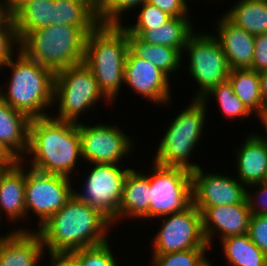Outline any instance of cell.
Returning <instances> with one entry per match:
<instances>
[{"mask_svg":"<svg viewBox=\"0 0 267 266\" xmlns=\"http://www.w3.org/2000/svg\"><path fill=\"white\" fill-rule=\"evenodd\" d=\"M228 79L235 95L257 116L263 107L259 73L249 68L231 69Z\"/></svg>","mask_w":267,"mask_h":266,"instance_id":"cell-28","label":"cell"},{"mask_svg":"<svg viewBox=\"0 0 267 266\" xmlns=\"http://www.w3.org/2000/svg\"><path fill=\"white\" fill-rule=\"evenodd\" d=\"M13 162L9 156H0V175L7 169V167Z\"/></svg>","mask_w":267,"mask_h":266,"instance_id":"cell-44","label":"cell"},{"mask_svg":"<svg viewBox=\"0 0 267 266\" xmlns=\"http://www.w3.org/2000/svg\"><path fill=\"white\" fill-rule=\"evenodd\" d=\"M90 165L93 168L84 179L82 193L74 189L73 194L101 213L113 225L123 197L124 180L131 168L123 169L117 164L104 163Z\"/></svg>","mask_w":267,"mask_h":266,"instance_id":"cell-10","label":"cell"},{"mask_svg":"<svg viewBox=\"0 0 267 266\" xmlns=\"http://www.w3.org/2000/svg\"><path fill=\"white\" fill-rule=\"evenodd\" d=\"M14 23L20 40L30 31L54 25L53 0H27L14 11Z\"/></svg>","mask_w":267,"mask_h":266,"instance_id":"cell-24","label":"cell"},{"mask_svg":"<svg viewBox=\"0 0 267 266\" xmlns=\"http://www.w3.org/2000/svg\"><path fill=\"white\" fill-rule=\"evenodd\" d=\"M196 208L202 214L203 233L210 248L215 233L220 240L248 234L251 212L246 199L239 204Z\"/></svg>","mask_w":267,"mask_h":266,"instance_id":"cell-16","label":"cell"},{"mask_svg":"<svg viewBox=\"0 0 267 266\" xmlns=\"http://www.w3.org/2000/svg\"><path fill=\"white\" fill-rule=\"evenodd\" d=\"M258 118H260L259 120H261L260 122L262 123V126L263 128H265L266 130V133H267V105H263L260 113L257 115ZM267 135V134H266ZM258 137H260L261 139L263 140H266L267 141V136H264L262 135H257Z\"/></svg>","mask_w":267,"mask_h":266,"instance_id":"cell-43","label":"cell"},{"mask_svg":"<svg viewBox=\"0 0 267 266\" xmlns=\"http://www.w3.org/2000/svg\"><path fill=\"white\" fill-rule=\"evenodd\" d=\"M217 35L230 69H252L255 36L236 26L225 15L217 21Z\"/></svg>","mask_w":267,"mask_h":266,"instance_id":"cell-19","label":"cell"},{"mask_svg":"<svg viewBox=\"0 0 267 266\" xmlns=\"http://www.w3.org/2000/svg\"><path fill=\"white\" fill-rule=\"evenodd\" d=\"M220 241L223 255L230 266H267V255L248 234L231 236Z\"/></svg>","mask_w":267,"mask_h":266,"instance_id":"cell-27","label":"cell"},{"mask_svg":"<svg viewBox=\"0 0 267 266\" xmlns=\"http://www.w3.org/2000/svg\"><path fill=\"white\" fill-rule=\"evenodd\" d=\"M190 17H172L165 24L152 30H126L150 45L169 46L182 54L188 38L194 33Z\"/></svg>","mask_w":267,"mask_h":266,"instance_id":"cell-23","label":"cell"},{"mask_svg":"<svg viewBox=\"0 0 267 266\" xmlns=\"http://www.w3.org/2000/svg\"><path fill=\"white\" fill-rule=\"evenodd\" d=\"M5 27H15L14 11L7 0H0V28Z\"/></svg>","mask_w":267,"mask_h":266,"instance_id":"cell-40","label":"cell"},{"mask_svg":"<svg viewBox=\"0 0 267 266\" xmlns=\"http://www.w3.org/2000/svg\"><path fill=\"white\" fill-rule=\"evenodd\" d=\"M129 50L137 57L148 60L168 77L182 65V53L169 46L150 45L127 32ZM171 73V74H170ZM170 75V76H169Z\"/></svg>","mask_w":267,"mask_h":266,"instance_id":"cell-25","label":"cell"},{"mask_svg":"<svg viewBox=\"0 0 267 266\" xmlns=\"http://www.w3.org/2000/svg\"><path fill=\"white\" fill-rule=\"evenodd\" d=\"M194 32L187 40L183 53H188V71L197 82L198 90L192 99L201 100L207 92L228 79L230 67L217 38L212 33Z\"/></svg>","mask_w":267,"mask_h":266,"instance_id":"cell-9","label":"cell"},{"mask_svg":"<svg viewBox=\"0 0 267 266\" xmlns=\"http://www.w3.org/2000/svg\"><path fill=\"white\" fill-rule=\"evenodd\" d=\"M201 266H213L212 262L210 263L209 259H207Z\"/></svg>","mask_w":267,"mask_h":266,"instance_id":"cell-47","label":"cell"},{"mask_svg":"<svg viewBox=\"0 0 267 266\" xmlns=\"http://www.w3.org/2000/svg\"><path fill=\"white\" fill-rule=\"evenodd\" d=\"M110 243L82 248L73 251L67 256L74 266H118L117 258L114 257Z\"/></svg>","mask_w":267,"mask_h":266,"instance_id":"cell-31","label":"cell"},{"mask_svg":"<svg viewBox=\"0 0 267 266\" xmlns=\"http://www.w3.org/2000/svg\"><path fill=\"white\" fill-rule=\"evenodd\" d=\"M255 187V193H249L248 189ZM260 189H259V188ZM246 200L251 215H267V182L246 186ZM257 188V189H256ZM253 195V196H252Z\"/></svg>","mask_w":267,"mask_h":266,"instance_id":"cell-36","label":"cell"},{"mask_svg":"<svg viewBox=\"0 0 267 266\" xmlns=\"http://www.w3.org/2000/svg\"><path fill=\"white\" fill-rule=\"evenodd\" d=\"M260 77V92L263 100V105H267V70L259 73Z\"/></svg>","mask_w":267,"mask_h":266,"instance_id":"cell-42","label":"cell"},{"mask_svg":"<svg viewBox=\"0 0 267 266\" xmlns=\"http://www.w3.org/2000/svg\"><path fill=\"white\" fill-rule=\"evenodd\" d=\"M147 0H105L97 9L100 24L121 25V16L132 8L139 7Z\"/></svg>","mask_w":267,"mask_h":266,"instance_id":"cell-33","label":"cell"},{"mask_svg":"<svg viewBox=\"0 0 267 266\" xmlns=\"http://www.w3.org/2000/svg\"><path fill=\"white\" fill-rule=\"evenodd\" d=\"M193 204L196 207L226 206L246 199V186L235 177L204 173L202 168L191 171Z\"/></svg>","mask_w":267,"mask_h":266,"instance_id":"cell-14","label":"cell"},{"mask_svg":"<svg viewBox=\"0 0 267 266\" xmlns=\"http://www.w3.org/2000/svg\"><path fill=\"white\" fill-rule=\"evenodd\" d=\"M140 7L141 10L137 13L138 20L136 24L122 25L125 30H152V27H159L172 18V16L147 1Z\"/></svg>","mask_w":267,"mask_h":266,"instance_id":"cell-34","label":"cell"},{"mask_svg":"<svg viewBox=\"0 0 267 266\" xmlns=\"http://www.w3.org/2000/svg\"><path fill=\"white\" fill-rule=\"evenodd\" d=\"M49 266H74L67 255H49Z\"/></svg>","mask_w":267,"mask_h":266,"instance_id":"cell-41","label":"cell"},{"mask_svg":"<svg viewBox=\"0 0 267 266\" xmlns=\"http://www.w3.org/2000/svg\"><path fill=\"white\" fill-rule=\"evenodd\" d=\"M149 178V219L182 212L193 204L191 171L152 161Z\"/></svg>","mask_w":267,"mask_h":266,"instance_id":"cell-8","label":"cell"},{"mask_svg":"<svg viewBox=\"0 0 267 266\" xmlns=\"http://www.w3.org/2000/svg\"><path fill=\"white\" fill-rule=\"evenodd\" d=\"M169 80L155 65L128 50L124 66V84L133 89L134 93L155 104L169 105L172 98Z\"/></svg>","mask_w":267,"mask_h":266,"instance_id":"cell-15","label":"cell"},{"mask_svg":"<svg viewBox=\"0 0 267 266\" xmlns=\"http://www.w3.org/2000/svg\"><path fill=\"white\" fill-rule=\"evenodd\" d=\"M162 224L152 241V254L210 248L202 227V214L194 204L182 212L159 217Z\"/></svg>","mask_w":267,"mask_h":266,"instance_id":"cell-12","label":"cell"},{"mask_svg":"<svg viewBox=\"0 0 267 266\" xmlns=\"http://www.w3.org/2000/svg\"><path fill=\"white\" fill-rule=\"evenodd\" d=\"M97 26L54 24L28 32L19 50L54 73L84 62L87 35Z\"/></svg>","mask_w":267,"mask_h":266,"instance_id":"cell-5","label":"cell"},{"mask_svg":"<svg viewBox=\"0 0 267 266\" xmlns=\"http://www.w3.org/2000/svg\"><path fill=\"white\" fill-rule=\"evenodd\" d=\"M248 236L267 255V215H251Z\"/></svg>","mask_w":267,"mask_h":266,"instance_id":"cell-37","label":"cell"},{"mask_svg":"<svg viewBox=\"0 0 267 266\" xmlns=\"http://www.w3.org/2000/svg\"><path fill=\"white\" fill-rule=\"evenodd\" d=\"M224 15L254 36L267 33V1L238 0Z\"/></svg>","mask_w":267,"mask_h":266,"instance_id":"cell-26","label":"cell"},{"mask_svg":"<svg viewBox=\"0 0 267 266\" xmlns=\"http://www.w3.org/2000/svg\"><path fill=\"white\" fill-rule=\"evenodd\" d=\"M88 1L96 10L104 3L105 0H86Z\"/></svg>","mask_w":267,"mask_h":266,"instance_id":"cell-46","label":"cell"},{"mask_svg":"<svg viewBox=\"0 0 267 266\" xmlns=\"http://www.w3.org/2000/svg\"><path fill=\"white\" fill-rule=\"evenodd\" d=\"M112 226L101 213L73 195L36 231L49 255H67L107 242Z\"/></svg>","mask_w":267,"mask_h":266,"instance_id":"cell-1","label":"cell"},{"mask_svg":"<svg viewBox=\"0 0 267 266\" xmlns=\"http://www.w3.org/2000/svg\"><path fill=\"white\" fill-rule=\"evenodd\" d=\"M17 228L0 236V266L40 265L46 252L41 236L35 229Z\"/></svg>","mask_w":267,"mask_h":266,"instance_id":"cell-17","label":"cell"},{"mask_svg":"<svg viewBox=\"0 0 267 266\" xmlns=\"http://www.w3.org/2000/svg\"><path fill=\"white\" fill-rule=\"evenodd\" d=\"M0 156H8L7 154L3 153L1 150H0Z\"/></svg>","mask_w":267,"mask_h":266,"instance_id":"cell-48","label":"cell"},{"mask_svg":"<svg viewBox=\"0 0 267 266\" xmlns=\"http://www.w3.org/2000/svg\"><path fill=\"white\" fill-rule=\"evenodd\" d=\"M24 164L23 161H13L0 175V221L2 213H5L7 222L16 223L26 218Z\"/></svg>","mask_w":267,"mask_h":266,"instance_id":"cell-20","label":"cell"},{"mask_svg":"<svg viewBox=\"0 0 267 266\" xmlns=\"http://www.w3.org/2000/svg\"><path fill=\"white\" fill-rule=\"evenodd\" d=\"M15 48L18 50L15 61L12 57L2 67L11 70V77L10 83L5 85L8 86L6 91L0 87V97L30 119L47 117L49 114L45 111L53 105L55 73Z\"/></svg>","mask_w":267,"mask_h":266,"instance_id":"cell-3","label":"cell"},{"mask_svg":"<svg viewBox=\"0 0 267 266\" xmlns=\"http://www.w3.org/2000/svg\"><path fill=\"white\" fill-rule=\"evenodd\" d=\"M242 146L236 150V177L242 184L249 186L262 183L267 178V141L248 135Z\"/></svg>","mask_w":267,"mask_h":266,"instance_id":"cell-21","label":"cell"},{"mask_svg":"<svg viewBox=\"0 0 267 266\" xmlns=\"http://www.w3.org/2000/svg\"><path fill=\"white\" fill-rule=\"evenodd\" d=\"M30 120L0 97V150L13 161L26 160Z\"/></svg>","mask_w":267,"mask_h":266,"instance_id":"cell-18","label":"cell"},{"mask_svg":"<svg viewBox=\"0 0 267 266\" xmlns=\"http://www.w3.org/2000/svg\"><path fill=\"white\" fill-rule=\"evenodd\" d=\"M207 105L202 100L192 99L191 103L172 119L152 161L162 166L181 167L189 171L200 167L199 164L190 162L189 158L203 134Z\"/></svg>","mask_w":267,"mask_h":266,"instance_id":"cell-6","label":"cell"},{"mask_svg":"<svg viewBox=\"0 0 267 266\" xmlns=\"http://www.w3.org/2000/svg\"><path fill=\"white\" fill-rule=\"evenodd\" d=\"M82 159L89 163L117 164L133 150V140L114 124L90 126L78 122Z\"/></svg>","mask_w":267,"mask_h":266,"instance_id":"cell-13","label":"cell"},{"mask_svg":"<svg viewBox=\"0 0 267 266\" xmlns=\"http://www.w3.org/2000/svg\"><path fill=\"white\" fill-rule=\"evenodd\" d=\"M149 178L147 174L130 169L123 184V197L119 205L116 221L127 216L143 220L149 219Z\"/></svg>","mask_w":267,"mask_h":266,"instance_id":"cell-22","label":"cell"},{"mask_svg":"<svg viewBox=\"0 0 267 266\" xmlns=\"http://www.w3.org/2000/svg\"><path fill=\"white\" fill-rule=\"evenodd\" d=\"M188 0H147L163 12L172 17H190Z\"/></svg>","mask_w":267,"mask_h":266,"instance_id":"cell-38","label":"cell"},{"mask_svg":"<svg viewBox=\"0 0 267 266\" xmlns=\"http://www.w3.org/2000/svg\"><path fill=\"white\" fill-rule=\"evenodd\" d=\"M207 249L210 248H194L167 254H153L150 266H201L207 260L205 254Z\"/></svg>","mask_w":267,"mask_h":266,"instance_id":"cell-32","label":"cell"},{"mask_svg":"<svg viewBox=\"0 0 267 266\" xmlns=\"http://www.w3.org/2000/svg\"><path fill=\"white\" fill-rule=\"evenodd\" d=\"M25 170L26 218L33 212L32 215L40 219L38 229L68 202L74 195V189L68 177L43 173L30 167Z\"/></svg>","mask_w":267,"mask_h":266,"instance_id":"cell-11","label":"cell"},{"mask_svg":"<svg viewBox=\"0 0 267 266\" xmlns=\"http://www.w3.org/2000/svg\"><path fill=\"white\" fill-rule=\"evenodd\" d=\"M19 44L16 27L0 28V70L15 56L14 46H18L19 49Z\"/></svg>","mask_w":267,"mask_h":266,"instance_id":"cell-35","label":"cell"},{"mask_svg":"<svg viewBox=\"0 0 267 266\" xmlns=\"http://www.w3.org/2000/svg\"><path fill=\"white\" fill-rule=\"evenodd\" d=\"M27 0H7L11 9L15 11L21 4H23Z\"/></svg>","mask_w":267,"mask_h":266,"instance_id":"cell-45","label":"cell"},{"mask_svg":"<svg viewBox=\"0 0 267 266\" xmlns=\"http://www.w3.org/2000/svg\"><path fill=\"white\" fill-rule=\"evenodd\" d=\"M252 70L258 73L267 70V33L255 36Z\"/></svg>","mask_w":267,"mask_h":266,"instance_id":"cell-39","label":"cell"},{"mask_svg":"<svg viewBox=\"0 0 267 266\" xmlns=\"http://www.w3.org/2000/svg\"><path fill=\"white\" fill-rule=\"evenodd\" d=\"M128 50L127 31L122 24H99L86 37L84 63L110 104L122 89Z\"/></svg>","mask_w":267,"mask_h":266,"instance_id":"cell-4","label":"cell"},{"mask_svg":"<svg viewBox=\"0 0 267 266\" xmlns=\"http://www.w3.org/2000/svg\"><path fill=\"white\" fill-rule=\"evenodd\" d=\"M101 93L92 70L84 63L69 66L55 73L53 105L57 106L54 119L78 123L82 112L95 108Z\"/></svg>","mask_w":267,"mask_h":266,"instance_id":"cell-7","label":"cell"},{"mask_svg":"<svg viewBox=\"0 0 267 266\" xmlns=\"http://www.w3.org/2000/svg\"><path fill=\"white\" fill-rule=\"evenodd\" d=\"M211 96L219 103L218 105L222 114L228 119L233 120L240 117V120L243 121V118H248L250 115H253L246 105L235 95L229 79L214 86L201 100L207 104L208 98Z\"/></svg>","mask_w":267,"mask_h":266,"instance_id":"cell-30","label":"cell"},{"mask_svg":"<svg viewBox=\"0 0 267 266\" xmlns=\"http://www.w3.org/2000/svg\"><path fill=\"white\" fill-rule=\"evenodd\" d=\"M54 24L98 26L97 10L86 0H53Z\"/></svg>","mask_w":267,"mask_h":266,"instance_id":"cell-29","label":"cell"},{"mask_svg":"<svg viewBox=\"0 0 267 266\" xmlns=\"http://www.w3.org/2000/svg\"><path fill=\"white\" fill-rule=\"evenodd\" d=\"M27 154L32 155L27 164L30 168L71 178L82 158L78 123L57 120L51 115L31 119Z\"/></svg>","mask_w":267,"mask_h":266,"instance_id":"cell-2","label":"cell"}]
</instances>
